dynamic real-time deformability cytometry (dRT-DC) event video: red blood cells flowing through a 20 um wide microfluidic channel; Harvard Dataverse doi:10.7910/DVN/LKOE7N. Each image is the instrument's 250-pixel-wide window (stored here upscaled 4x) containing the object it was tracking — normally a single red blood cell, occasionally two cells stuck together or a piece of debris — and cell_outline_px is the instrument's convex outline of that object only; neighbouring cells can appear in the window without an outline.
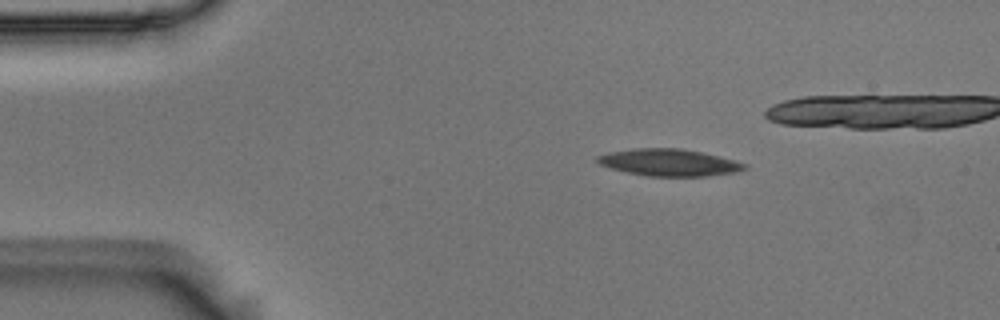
{"species": "Egyptian fruit bat (a non-hibernating species)", "species_latin": "Rousettus aegyptiacus", "temperature_condition": "room temperature", "stored_images_in_passage": 6, "camera_frame_rate_fps": 3000, "um_per_image_px": 0.085, "animal": {"sex": "male"}, "frame": {"image": 1, "passage_image": 2, "time_ms": 0.333, "image_size_px": [1000, 320], "cell_outline_px": [[748, 168], [732, 172], [708, 176], [648, 176], [628, 172], [612, 168], [600, 164], [596, 160], [596, 156], [608, 152], [632, 148], [680, 148], [700, 152], [736, 160], [748, 164]], "centroid_in_image_um": [56.87, 13.8], "position_along_channel_um": 28.1, "area_um2": 23.0}}
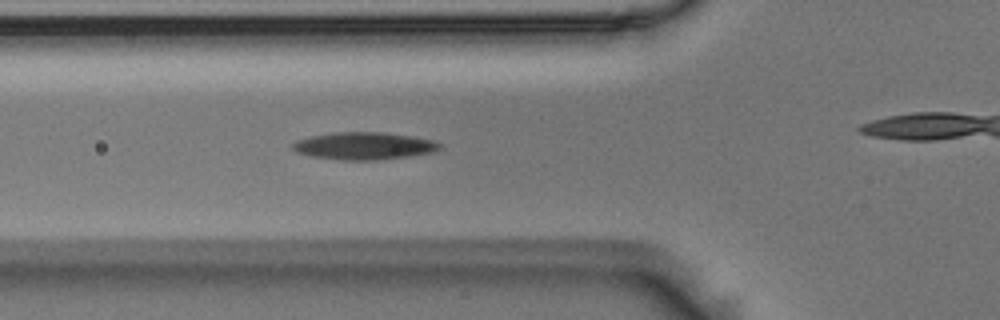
{"frame": {"image": 2, "passage_image": 5, "time_ms": 1.333, "image_size_px": [1000, 320], "cell_outline_px": [[444, 144], [436, 152], [380, 160], [340, 160], [312, 156], [296, 152], [292, 148], [292, 144], [300, 140], [312, 136], [332, 132], [384, 132], [412, 136], [432, 140]], "centroid_in_image_um": [30.99, 12.4], "position_along_channel_um": 94.8, "area_um2": 23.52}}